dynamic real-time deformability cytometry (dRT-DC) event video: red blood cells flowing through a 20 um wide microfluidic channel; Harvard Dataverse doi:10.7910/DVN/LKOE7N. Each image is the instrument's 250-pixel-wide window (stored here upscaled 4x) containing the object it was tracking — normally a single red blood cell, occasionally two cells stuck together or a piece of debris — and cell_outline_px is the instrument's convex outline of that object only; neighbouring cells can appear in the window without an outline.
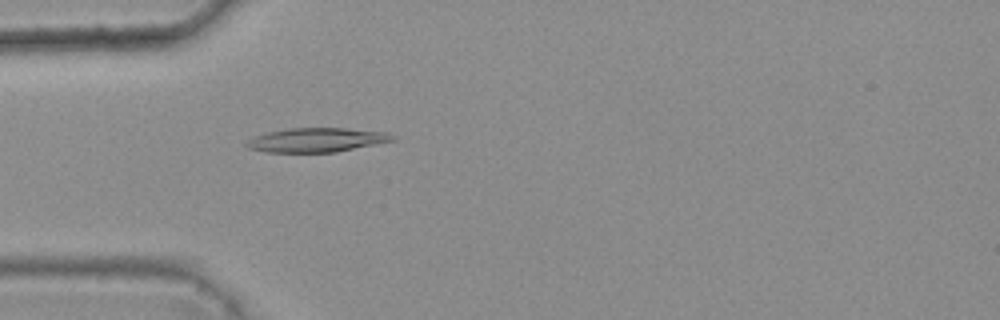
{"species": "common noctule bat (a hibernating species)", "species_latin": "Nyctalus noctula", "temperature_condition": "warm", "stored_images_in_passage": 4, "camera_frame_rate_fps": 3000, "um_per_image_px": 0.085, "animal": {"sex": "female", "body_mass_g": 25.1}, "frame": {"image": 1, "passage_image": 4, "time_ms": 1.0, "image_size_px": [1000, 320], "cell_outline_px": [[396, 140], [336, 152], [264, 152], [248, 148], [244, 144], [252, 136], [268, 132], [288, 128], [348, 128], [388, 132], [396, 136]], "centroid_in_image_um": [26.92, 11.89], "position_along_channel_um": 58.1, "area_um2": 20.75}}